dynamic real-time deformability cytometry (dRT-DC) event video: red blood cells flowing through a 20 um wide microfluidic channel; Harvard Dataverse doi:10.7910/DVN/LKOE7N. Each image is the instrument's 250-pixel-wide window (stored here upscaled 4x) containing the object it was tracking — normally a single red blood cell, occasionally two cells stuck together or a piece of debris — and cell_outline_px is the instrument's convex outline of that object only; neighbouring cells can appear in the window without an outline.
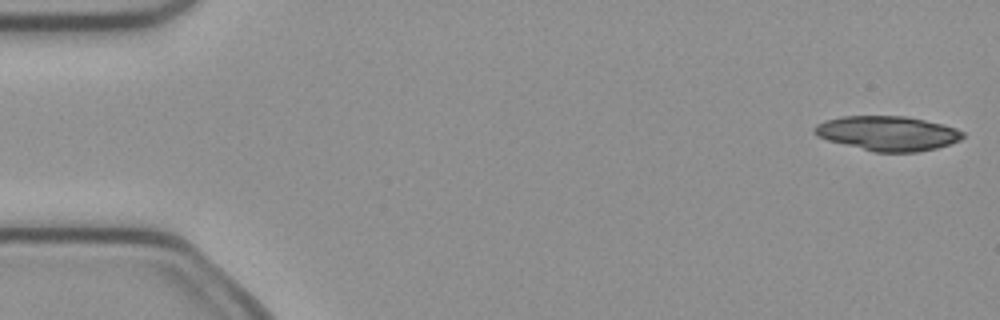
{"species": "common noctule bat (a hibernating species)", "species_latin": "Nyctalus noctula", "temperature_condition": "cold", "stored_images_in_passage": 4, "camera_frame_rate_fps": 3000, "um_per_image_px": 0.085, "animal": {"sex": "female", "body_mass_g": 21.9}, "frame": {"image": 1, "passage_image": 1, "time_ms": 0.0, "image_size_px": [1000, 320], "cell_outline_px": [[964, 136], [960, 140], [936, 148], [916, 152], [876, 152], [828, 140], [816, 136], [812, 132], [812, 128], [816, 124], [824, 120], [844, 116], [904, 116], [944, 124], [956, 128], [964, 132]], "centroid_in_image_um": [75.43, 11.32], "position_along_channel_um": 9.6, "area_um2": 29.88}}